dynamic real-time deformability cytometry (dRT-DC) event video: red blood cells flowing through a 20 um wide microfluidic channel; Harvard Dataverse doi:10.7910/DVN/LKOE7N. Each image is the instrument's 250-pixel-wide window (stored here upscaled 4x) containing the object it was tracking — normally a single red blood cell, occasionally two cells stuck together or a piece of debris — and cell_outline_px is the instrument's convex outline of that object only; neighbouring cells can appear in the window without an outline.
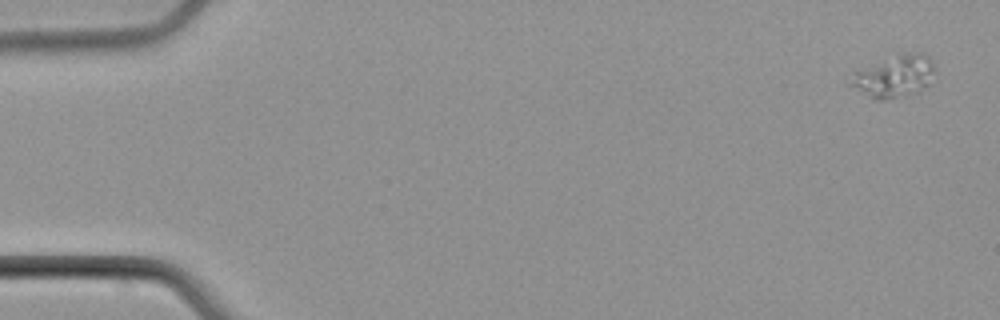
{"species": "common noctule bat (a hibernating species)", "species_latin": "Nyctalus noctula", "temperature_condition": "cold", "stored_images_in_passage": 5, "camera_frame_rate_fps": 3000, "um_per_image_px": 0.085, "animal": {"sex": "male", "body_mass_g": 21.5, "forearm_length_mm": 52.0}, "frame": {"image": 1, "passage_image": 1, "time_ms": 0.0, "image_size_px": [1000, 320], "cell_outline_px": [[932, 72], [928, 84], [920, 88], [880, 100], [876, 100], [848, 84], [856, 72], [860, 68], [900, 52], [920, 52], [928, 56], [932, 64]], "centroid_in_image_um": [75.95, 6.41], "position_along_channel_um": 9.0, "area_um2": 19.65}}
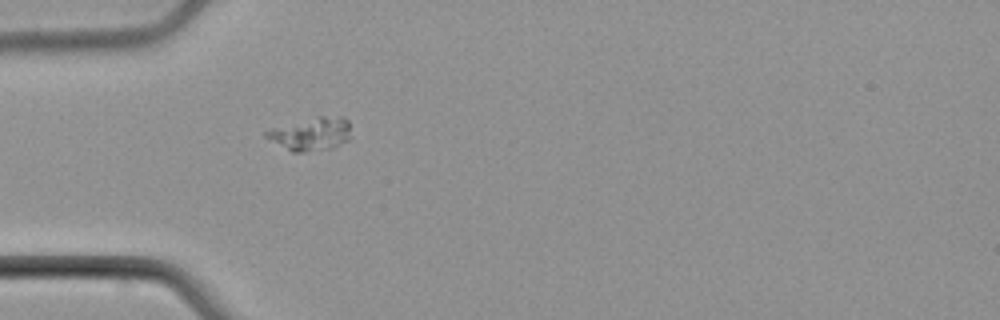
{"frame": {"image": 2, "passage_image": 5, "time_ms": 5.0, "image_size_px": [1000, 320], "cell_outline_px": [[348, 140], [332, 148], [304, 152], [292, 152], [264, 136], [264, 132], [272, 128], [316, 116], [344, 116], [348, 120]], "centroid_in_image_um": [26.43, 11.37], "position_along_channel_um": 58.6, "area_um2": 16.13}}